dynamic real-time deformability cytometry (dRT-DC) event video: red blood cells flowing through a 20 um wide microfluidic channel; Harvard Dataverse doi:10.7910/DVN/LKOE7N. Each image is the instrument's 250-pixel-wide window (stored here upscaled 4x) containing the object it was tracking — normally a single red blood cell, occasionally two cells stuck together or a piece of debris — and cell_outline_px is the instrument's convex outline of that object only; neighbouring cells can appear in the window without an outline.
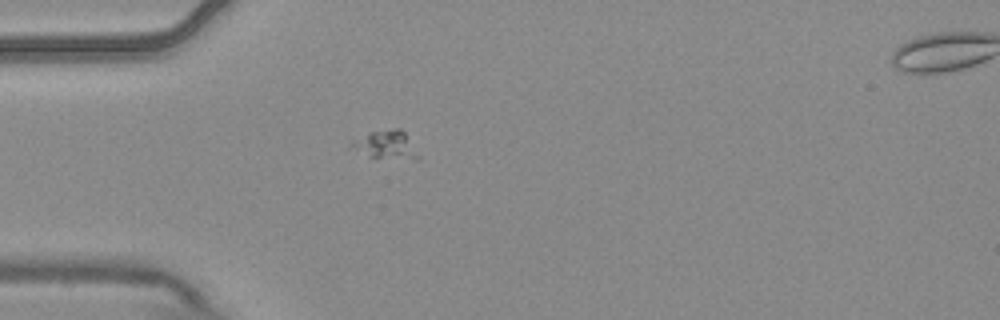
{"species": "common noctule bat (a hibernating species)", "species_latin": "Nyctalus noctula", "temperature_condition": "warm", "stored_images_in_passage": 5, "camera_frame_rate_fps": 3000, "um_per_image_px": 0.085, "animal": {"sex": "male", "body_mass_g": 20.4}, "frame": {"image": 1, "passage_image": 4, "time_ms": 1.0, "image_size_px": [1000, 320], "cell_outline_px": [[420, 160], [416, 160], [368, 156], [348, 144], [352, 140], [368, 132], [396, 128], [400, 128], [404, 132], [420, 156]], "centroid_in_image_um": [32.83, 12.3], "position_along_channel_um": 52.2, "area_um2": 10.87}}